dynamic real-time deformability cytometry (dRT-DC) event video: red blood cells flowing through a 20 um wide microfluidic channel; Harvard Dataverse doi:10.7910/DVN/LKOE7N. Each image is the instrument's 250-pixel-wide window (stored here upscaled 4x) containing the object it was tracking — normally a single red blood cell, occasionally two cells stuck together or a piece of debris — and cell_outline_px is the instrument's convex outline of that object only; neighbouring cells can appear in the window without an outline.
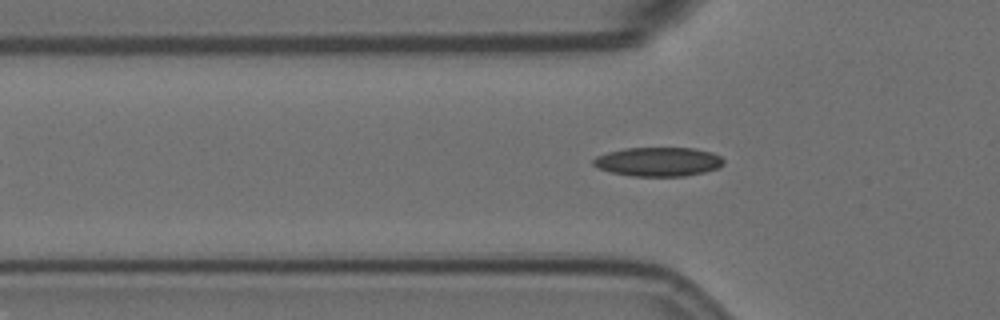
{"species": "Egyptian fruit bat (a non-hibernating species)", "species_latin": "Rousettus aegyptiacus", "temperature_condition": "room temperature", "stored_images_in_passage": 57, "camera_frame_rate_fps": 3000, "um_per_image_px": 0.085, "animal": {"sex": "female"}, "frame": {"image": 1, "passage_image": 18, "time_ms": 5.667, "image_size_px": [1000, 320], "cell_outline_px": [[724, 164], [716, 168], [704, 172], [684, 176], [632, 176], [612, 172], [600, 168], [592, 164], [592, 160], [596, 156], [608, 152], [624, 148], [692, 148], [712, 152], [720, 156], [724, 160]], "centroid_in_image_um": [55.95, 13.74], "position_along_channel_um": 69.8, "area_um2": 21.96}}
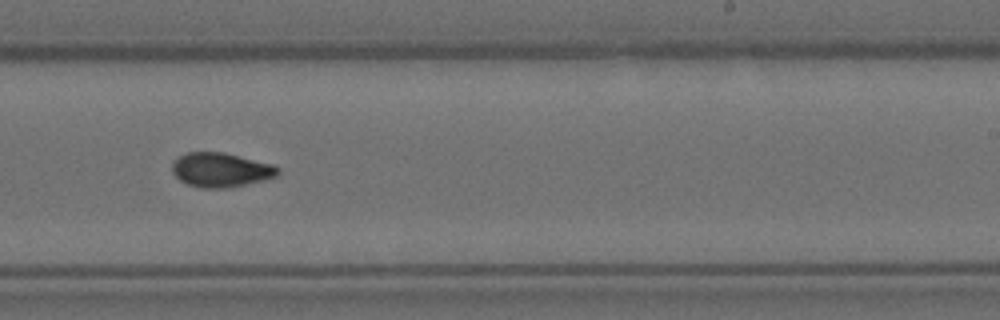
{"frame": {"image": 2, "passage_image": 35, "time_ms": 11.333, "image_size_px": [1000, 320], "cell_outline_px": [[280, 172], [276, 176], [264, 180], [228, 188], [200, 188], [188, 184], [180, 180], [172, 172], [172, 164], [180, 156], [188, 152], [224, 152], [272, 164], [280, 168]], "centroid_in_image_um": [18.78, 14.44], "position_along_channel_um": 270.2, "area_um2": 21.1}}
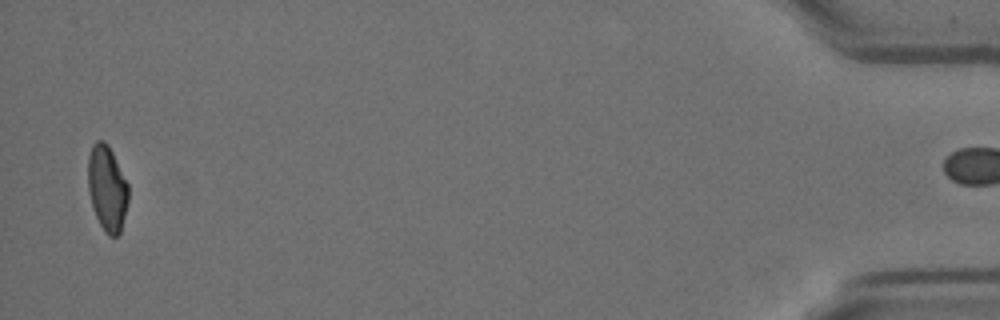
{"frame": {"image": 3, "passage_image": 56, "time_ms": 18.333, "image_size_px": [1000, 320], "cell_outline_px": [[128, 200], [120, 232], [116, 236], [108, 236], [104, 232], [96, 216], [88, 192], [88, 156], [92, 144], [96, 140], [104, 140], [108, 144], [128, 184]], "centroid_in_image_um": [9.09, 15.98], "position_along_channel_um": 426.1, "area_um2": 20.06}, "authors_computed_cell_mechanics": {"area_um2": 20.5768, "velocity_mm_per_s": 3.5271, "shape_relaxation_time_tau1_ms": 9.4398, "shape_relaxation_time_tau2_ms": 2.728, "deformation_change_tau1": 0.2093, "deformation_change_tau2": 0.0691}}